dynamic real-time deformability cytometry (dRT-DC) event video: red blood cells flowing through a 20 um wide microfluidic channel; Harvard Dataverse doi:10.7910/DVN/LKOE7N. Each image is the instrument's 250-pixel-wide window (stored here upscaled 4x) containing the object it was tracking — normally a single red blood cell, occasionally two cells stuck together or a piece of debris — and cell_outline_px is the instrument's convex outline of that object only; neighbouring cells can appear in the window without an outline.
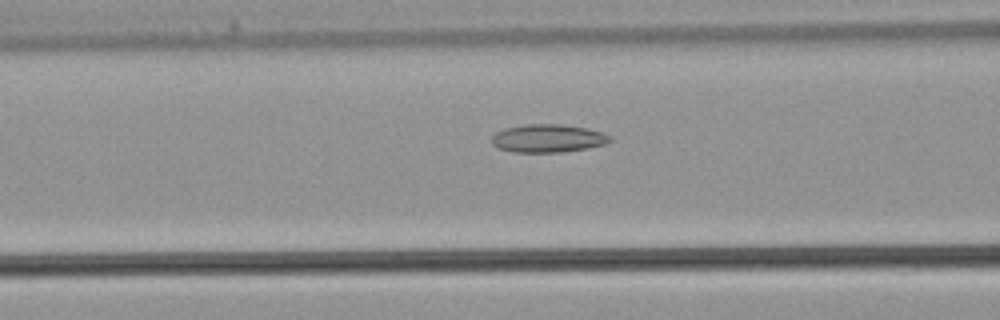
{"species": "common noctule bat (a hibernating species)", "species_latin": "Nyctalus noctula", "temperature_condition": "warm", "stored_images_in_passage": 42, "camera_frame_rate_fps": 3000, "um_per_image_px": 0.085, "animal": {"sex": "male", "body_mass_g": 21.5, "forearm_length_mm": 52.0}, "frame": {"image": 1, "passage_image": 16, "time_ms": 5.0, "image_size_px": [1000, 320], "cell_outline_px": [[612, 140], [604, 144], [588, 148], [560, 152], [512, 152], [496, 148], [492, 144], [492, 136], [496, 132], [504, 128], [524, 124], [560, 124], [588, 128], [604, 132], [612, 136]], "centroid_in_image_um": [46.57, 11.75], "position_along_channel_um": 120.0, "area_um2": 19.59}}
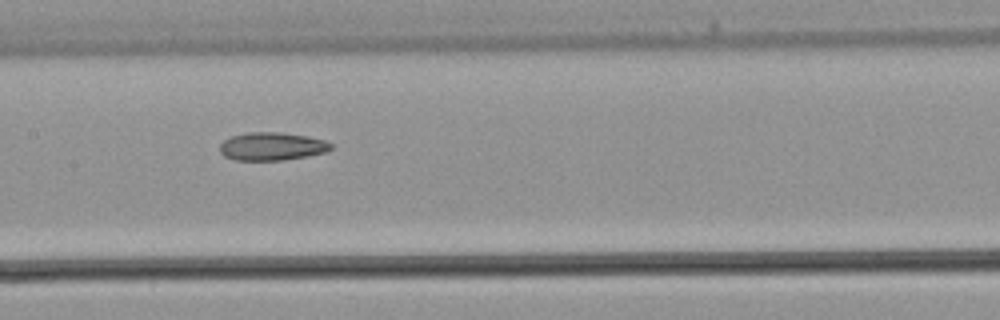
{"frame": {"image": 2, "passage_image": 20, "time_ms": 6.333, "image_size_px": [1000, 320], "cell_outline_px": [[332, 148], [328, 152], [308, 156], [284, 160], [236, 160], [224, 156], [220, 152], [220, 144], [224, 140], [232, 136], [248, 132], [280, 132], [308, 136], [324, 140], [332, 144]], "centroid_in_image_um": [23.13, 12.44], "position_along_channel_um": 184.3, "area_um2": 18.26}}
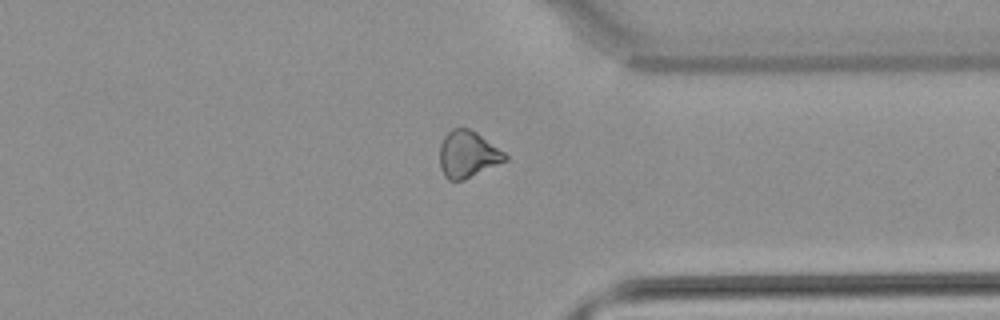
{"frame": {"image": 3, "passage_image": 32, "time_ms": 10.333, "image_size_px": [1000, 320], "cell_outline_px": [[508, 160], [464, 180], [448, 180], [444, 176], [440, 168], [440, 144], [444, 136], [452, 128], [468, 128], [476, 132], [504, 152], [508, 156]], "centroid_in_image_um": [39.75, 13.13], "position_along_channel_um": 371.7, "area_um2": 17.8}}